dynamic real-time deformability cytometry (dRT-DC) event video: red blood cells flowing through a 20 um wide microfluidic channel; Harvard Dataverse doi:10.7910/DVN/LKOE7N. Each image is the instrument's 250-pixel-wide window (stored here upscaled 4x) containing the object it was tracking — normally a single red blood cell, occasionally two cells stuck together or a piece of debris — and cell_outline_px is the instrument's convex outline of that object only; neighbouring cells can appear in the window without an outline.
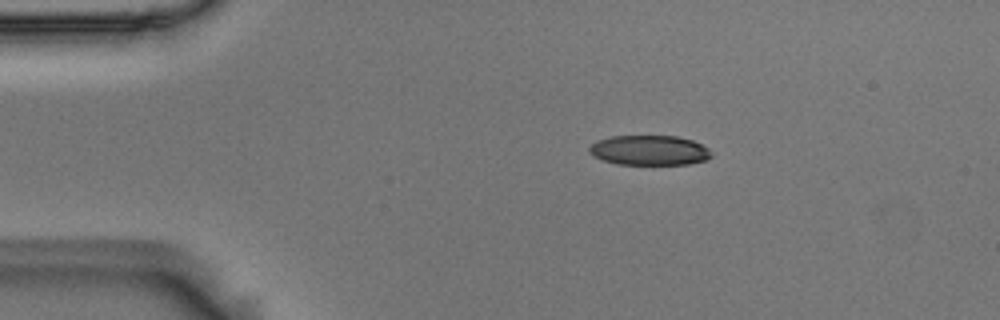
{"species": "Egyptian fruit bat (a non-hibernating species)", "species_latin": "Rousettus aegyptiacus", "temperature_condition": "room temperature", "stored_images_in_passage": 7, "camera_frame_rate_fps": 3000, "um_per_image_px": 0.085, "animal": {"sex": "male"}, "frame": {"image": 1, "passage_image": 1, "time_ms": 0.0, "image_size_px": [1000, 320], "cell_outline_px": [[712, 156], [708, 160], [688, 164], [616, 164], [592, 156], [588, 152], [588, 148], [596, 140], [612, 136], [676, 136], [692, 140], [708, 148], [712, 152]], "centroid_in_image_um": [55.19, 12.77], "position_along_channel_um": 29.8, "area_um2": 21.39}}
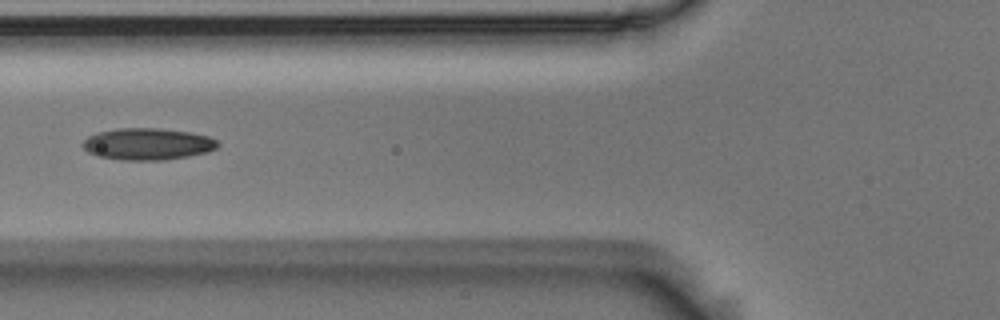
{"frame": {"image": 2, "passage_image": 4, "time_ms": 1.0, "image_size_px": [1000, 320], "cell_outline_px": [[220, 144], [216, 148], [208, 152], [188, 156], [164, 160], [120, 160], [96, 156], [88, 152], [80, 144], [88, 136], [100, 132], [120, 128], [160, 128], [192, 132], [208, 136], [216, 140]], "centroid_in_image_um": [12.55, 12.24], "position_along_channel_um": 113.3, "area_um2": 25.14}}
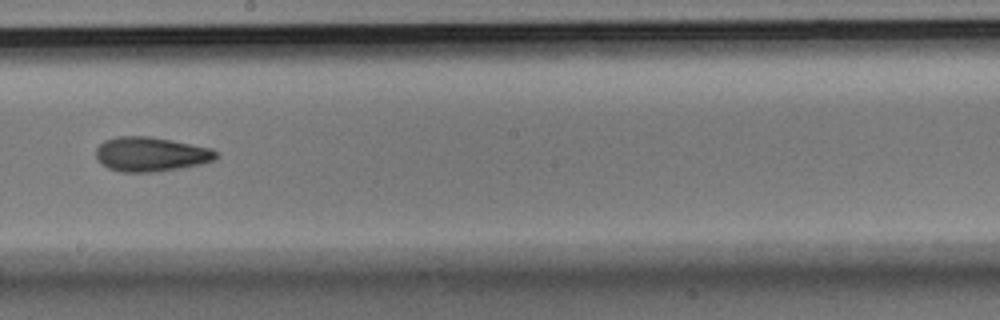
{"frame": {"image": 3, "passage_image": 7, "time_ms": 2.0, "image_size_px": [1000, 320], "cell_outline_px": [[220, 156], [216, 160], [200, 164], [180, 168], [152, 172], [120, 172], [108, 168], [100, 164], [96, 160], [96, 148], [104, 140], [116, 136], [148, 136], [172, 140], [212, 148], [220, 152]], "centroid_in_image_um": [12.83, 13.11], "position_along_channel_um": 235.4, "area_um2": 24.51}}